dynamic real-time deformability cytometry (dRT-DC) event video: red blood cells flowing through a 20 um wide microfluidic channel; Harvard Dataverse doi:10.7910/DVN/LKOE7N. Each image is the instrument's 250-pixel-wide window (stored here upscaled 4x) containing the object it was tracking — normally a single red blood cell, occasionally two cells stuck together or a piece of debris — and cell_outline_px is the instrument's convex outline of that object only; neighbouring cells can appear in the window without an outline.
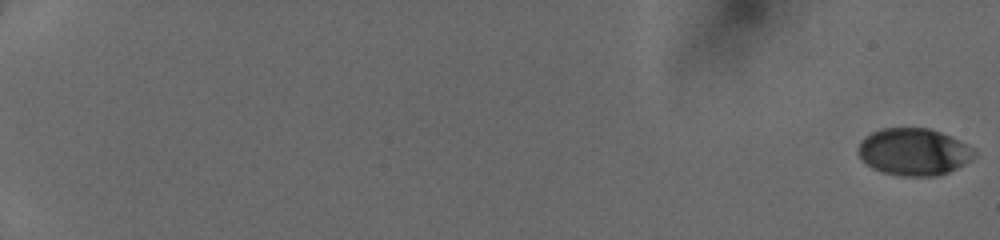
{"species": "human", "species_latin": "Homo sapiens", "temperature_condition": "cold", "stored_images_in_passage": 52, "camera_frame_rate_fps": 3000, "um_per_image_px": 0.085, "donor": {"sex": "female"}, "frame": {"image": 1, "passage_image": 1, "time_ms": 0.0, "image_size_px": [1000, 240], "cell_outline_px": [[976, 156], [964, 164], [948, 172], [936, 176], [900, 176], [884, 172], [872, 168], [856, 152], [860, 140], [864, 136], [880, 128], [928, 128], [940, 132], [972, 148], [976, 152]], "centroid_in_image_um": [77.63, 12.9], "position_along_channel_um": 7.4, "area_um2": 31.67}}
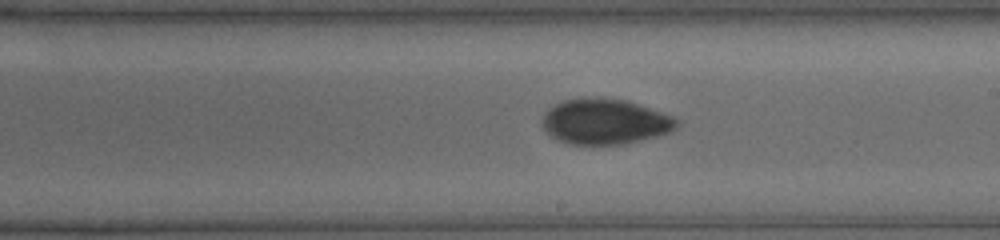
{"frame": {"image": 2, "passage_image": 34, "time_ms": 11.0, "image_size_px": [1000, 240], "cell_outline_px": [[680, 124], [676, 128], [668, 132], [656, 136], [624, 144], [572, 144], [560, 140], [544, 132], [540, 124], [544, 112], [548, 108], [564, 100], [580, 96], [596, 96], [628, 100], [672, 116], [680, 120]], "centroid_in_image_um": [51.38, 10.3], "position_along_channel_um": 237.6, "area_um2": 36.13}}
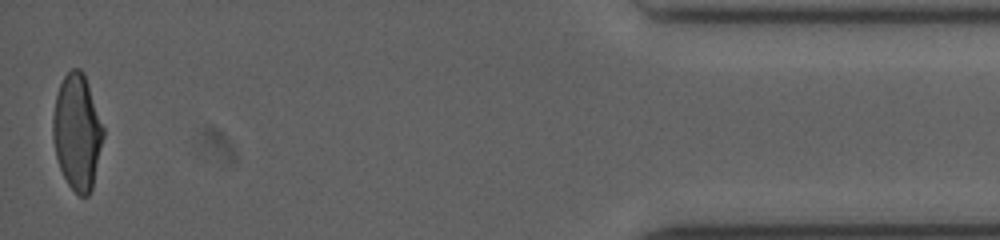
{"frame": {"image": 3, "passage_image": 52, "time_ms": 17.0, "image_size_px": [1000, 240], "cell_outline_px": [[104, 136], [92, 188], [88, 196], [80, 196], [68, 184], [60, 168], [56, 156], [52, 136], [52, 116], [56, 96], [60, 84], [64, 76], [72, 68], [80, 68], [84, 72], [104, 128]], "centroid_in_image_um": [6.55, 11.2], "position_along_channel_um": 428.6, "area_um2": 33.93}}